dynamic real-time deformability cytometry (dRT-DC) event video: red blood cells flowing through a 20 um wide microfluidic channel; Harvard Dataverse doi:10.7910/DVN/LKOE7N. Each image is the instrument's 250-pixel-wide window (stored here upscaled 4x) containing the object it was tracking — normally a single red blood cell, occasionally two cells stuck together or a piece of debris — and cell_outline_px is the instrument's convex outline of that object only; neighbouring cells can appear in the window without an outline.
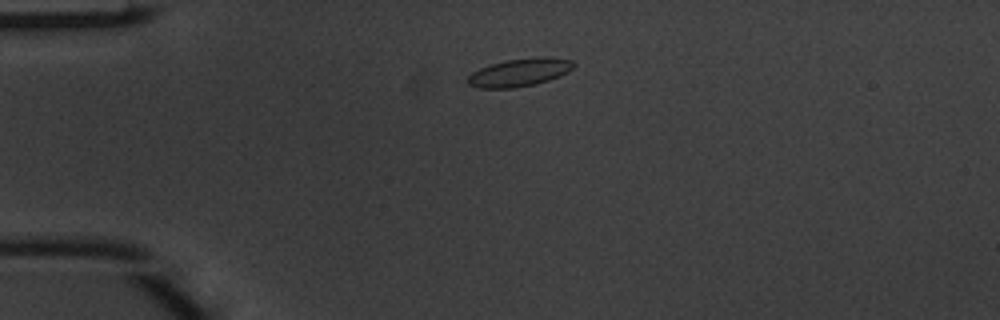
{"species": "common noctule bat (a hibernating species)", "species_latin": "Nyctalus noctula", "temperature_condition": "warm", "stored_images_in_passage": 2, "camera_frame_rate_fps": 3000, "um_per_image_px": 0.085, "animal": {"sex": "male", "body_mass_g": 20.1, "forearm_length_mm": 53.5}, "frame": {"image": 1, "passage_image": 1, "time_ms": 0.0, "image_size_px": [1000, 320], "cell_outline_px": [[576, 64], [568, 72], [560, 76], [536, 84], [516, 88], [480, 88], [468, 84], [468, 76], [472, 72], [480, 68], [492, 64], [508, 60], [540, 56], [552, 56], [572, 60]], "centroid_in_image_um": [44.21, 6.15], "position_along_channel_um": 40.8, "area_um2": 17.34}}